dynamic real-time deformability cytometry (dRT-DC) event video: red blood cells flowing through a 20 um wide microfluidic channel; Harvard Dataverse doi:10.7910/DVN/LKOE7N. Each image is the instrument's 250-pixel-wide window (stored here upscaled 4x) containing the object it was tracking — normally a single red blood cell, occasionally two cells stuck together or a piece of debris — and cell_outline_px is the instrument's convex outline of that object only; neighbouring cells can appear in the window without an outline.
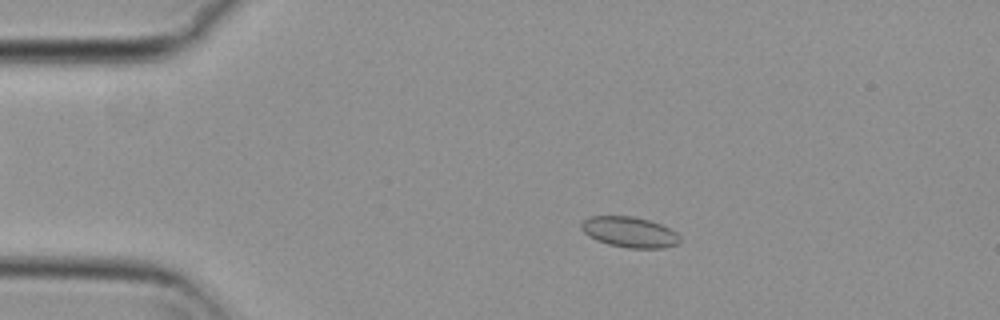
{"species": "common noctule bat (a hibernating species)", "species_latin": "Nyctalus noctula", "temperature_condition": "cold", "stored_images_in_passage": 56, "camera_frame_rate_fps": 3000, "um_per_image_px": 0.085, "animal": {"sex": "female", "body_mass_g": 29.2, "forearm_length_mm": 56.3}, "frame": {"image": 1, "passage_image": 11, "time_ms": 3.333, "image_size_px": [1000, 320], "cell_outline_px": [[680, 244], [664, 248], [628, 248], [608, 244], [596, 240], [588, 236], [580, 228], [580, 224], [588, 216], [632, 216], [648, 220], [660, 224], [676, 232], [680, 236]], "centroid_in_image_um": [53.5, 19.73], "position_along_channel_um": 31.5, "area_um2": 17.69}}
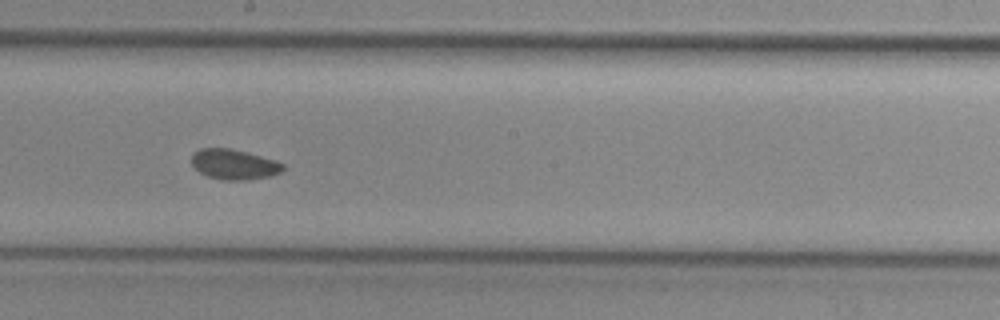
{"frame": {"image": 2, "passage_image": 31, "time_ms": 10.0, "image_size_px": [1000, 320], "cell_outline_px": [[284, 168], [280, 172], [272, 176], [248, 180], [224, 180], [208, 176], [200, 172], [192, 164], [192, 152], [200, 148], [232, 148], [248, 152], [276, 160], [284, 164]], "centroid_in_image_um": [19.91, 13.96], "position_along_channel_um": 228.3, "area_um2": 16.24}}
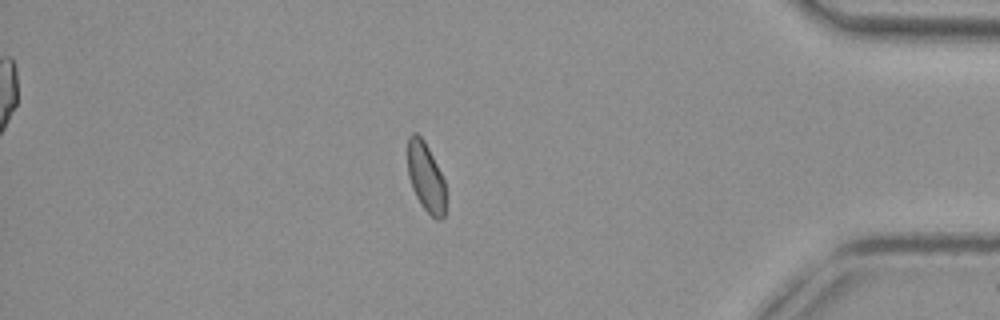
{"frame": {"image": 3, "passage_image": 48, "time_ms": 15.667, "image_size_px": [1000, 320], "cell_outline_px": [[444, 216], [440, 220], [436, 220], [420, 204], [412, 188], [408, 176], [408, 136], [412, 132], [416, 132], [424, 140], [444, 180]], "centroid_in_image_um": [36.16, 15.04], "position_along_channel_um": 399.0, "area_um2": 15.09}, "authors_computed_cell_mechanics": {"area_um2": 16.3285, "velocity_mm_per_s": 3.7, "shape_relaxation_time_tau1_ms": null, "shape_relaxation_time_tau2_ms": 4.4107, "deformation_change_tau1": null, "deformation_change_tau2": 0.0626}}